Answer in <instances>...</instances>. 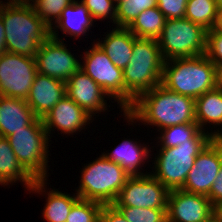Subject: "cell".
Instances as JSON below:
<instances>
[{"mask_svg":"<svg viewBox=\"0 0 222 222\" xmlns=\"http://www.w3.org/2000/svg\"><path fill=\"white\" fill-rule=\"evenodd\" d=\"M129 125L140 122L155 126L156 130L195 123V99L168 90L162 84L138 96L134 103L123 112ZM131 123V124H130Z\"/></svg>","mask_w":222,"mask_h":222,"instance_id":"obj_1","label":"cell"},{"mask_svg":"<svg viewBox=\"0 0 222 222\" xmlns=\"http://www.w3.org/2000/svg\"><path fill=\"white\" fill-rule=\"evenodd\" d=\"M1 17L5 28L6 52L35 58L50 28L37 15L33 5L4 3Z\"/></svg>","mask_w":222,"mask_h":222,"instance_id":"obj_2","label":"cell"},{"mask_svg":"<svg viewBox=\"0 0 222 222\" xmlns=\"http://www.w3.org/2000/svg\"><path fill=\"white\" fill-rule=\"evenodd\" d=\"M164 58L157 40L137 38L132 56L123 69L125 86V111L142 93L161 84Z\"/></svg>","mask_w":222,"mask_h":222,"instance_id":"obj_3","label":"cell"},{"mask_svg":"<svg viewBox=\"0 0 222 222\" xmlns=\"http://www.w3.org/2000/svg\"><path fill=\"white\" fill-rule=\"evenodd\" d=\"M161 84L177 94L197 99L217 87L216 66L205 54L166 60Z\"/></svg>","mask_w":222,"mask_h":222,"instance_id":"obj_4","label":"cell"},{"mask_svg":"<svg viewBox=\"0 0 222 222\" xmlns=\"http://www.w3.org/2000/svg\"><path fill=\"white\" fill-rule=\"evenodd\" d=\"M206 131L200 130L189 143L157 150L151 174L169 191L184 186L196 157L213 139L208 129Z\"/></svg>","mask_w":222,"mask_h":222,"instance_id":"obj_5","label":"cell"},{"mask_svg":"<svg viewBox=\"0 0 222 222\" xmlns=\"http://www.w3.org/2000/svg\"><path fill=\"white\" fill-rule=\"evenodd\" d=\"M81 172L76 194L83 200L102 205L113 204L130 175L118 164L106 159L102 154Z\"/></svg>","mask_w":222,"mask_h":222,"instance_id":"obj_6","label":"cell"},{"mask_svg":"<svg viewBox=\"0 0 222 222\" xmlns=\"http://www.w3.org/2000/svg\"><path fill=\"white\" fill-rule=\"evenodd\" d=\"M16 158L35 179L48 178L49 139L42 118L7 137ZM47 177V178H46Z\"/></svg>","mask_w":222,"mask_h":222,"instance_id":"obj_7","label":"cell"},{"mask_svg":"<svg viewBox=\"0 0 222 222\" xmlns=\"http://www.w3.org/2000/svg\"><path fill=\"white\" fill-rule=\"evenodd\" d=\"M207 30L186 18L166 19L157 39L164 60L190 58L206 53Z\"/></svg>","mask_w":222,"mask_h":222,"instance_id":"obj_8","label":"cell"},{"mask_svg":"<svg viewBox=\"0 0 222 222\" xmlns=\"http://www.w3.org/2000/svg\"><path fill=\"white\" fill-rule=\"evenodd\" d=\"M92 48L82 54L80 69L90 76L125 112V86L123 69L109 59L93 40Z\"/></svg>","mask_w":222,"mask_h":222,"instance_id":"obj_9","label":"cell"},{"mask_svg":"<svg viewBox=\"0 0 222 222\" xmlns=\"http://www.w3.org/2000/svg\"><path fill=\"white\" fill-rule=\"evenodd\" d=\"M37 74L36 59L4 52L0 55V95L26 100Z\"/></svg>","mask_w":222,"mask_h":222,"instance_id":"obj_10","label":"cell"},{"mask_svg":"<svg viewBox=\"0 0 222 222\" xmlns=\"http://www.w3.org/2000/svg\"><path fill=\"white\" fill-rule=\"evenodd\" d=\"M169 190L151 173L130 176L115 199V207L167 209Z\"/></svg>","mask_w":222,"mask_h":222,"instance_id":"obj_11","label":"cell"},{"mask_svg":"<svg viewBox=\"0 0 222 222\" xmlns=\"http://www.w3.org/2000/svg\"><path fill=\"white\" fill-rule=\"evenodd\" d=\"M64 40L49 36L41 43L35 56L37 73L66 82L80 69L81 60L67 49Z\"/></svg>","mask_w":222,"mask_h":222,"instance_id":"obj_12","label":"cell"},{"mask_svg":"<svg viewBox=\"0 0 222 222\" xmlns=\"http://www.w3.org/2000/svg\"><path fill=\"white\" fill-rule=\"evenodd\" d=\"M221 165L222 139L213 138L196 157L181 189L208 197Z\"/></svg>","mask_w":222,"mask_h":222,"instance_id":"obj_13","label":"cell"},{"mask_svg":"<svg viewBox=\"0 0 222 222\" xmlns=\"http://www.w3.org/2000/svg\"><path fill=\"white\" fill-rule=\"evenodd\" d=\"M215 216V207L207 196L170 190L167 204V222H205Z\"/></svg>","mask_w":222,"mask_h":222,"instance_id":"obj_14","label":"cell"},{"mask_svg":"<svg viewBox=\"0 0 222 222\" xmlns=\"http://www.w3.org/2000/svg\"><path fill=\"white\" fill-rule=\"evenodd\" d=\"M66 94L91 117L101 112L104 114L110 107L107 106V99L111 100L108 94L81 69L66 81Z\"/></svg>","mask_w":222,"mask_h":222,"instance_id":"obj_15","label":"cell"},{"mask_svg":"<svg viewBox=\"0 0 222 222\" xmlns=\"http://www.w3.org/2000/svg\"><path fill=\"white\" fill-rule=\"evenodd\" d=\"M93 119L66 95L45 114L42 121L47 135L51 139L50 135L55 129H57L58 133L61 131V134L74 135L76 132L79 131L80 133L81 130H84L86 125L94 121Z\"/></svg>","mask_w":222,"mask_h":222,"instance_id":"obj_16","label":"cell"},{"mask_svg":"<svg viewBox=\"0 0 222 222\" xmlns=\"http://www.w3.org/2000/svg\"><path fill=\"white\" fill-rule=\"evenodd\" d=\"M66 95V82L37 73L26 102L38 118H43Z\"/></svg>","mask_w":222,"mask_h":222,"instance_id":"obj_17","label":"cell"},{"mask_svg":"<svg viewBox=\"0 0 222 222\" xmlns=\"http://www.w3.org/2000/svg\"><path fill=\"white\" fill-rule=\"evenodd\" d=\"M132 140L130 138H124L116 148H113L109 153L104 152L102 155L106 159L121 166L130 176H144L150 174L149 172L147 173V170L146 173H143L142 167L144 163L150 162L146 160L151 158V152L153 151H151V148L145 143L139 144L136 140Z\"/></svg>","mask_w":222,"mask_h":222,"instance_id":"obj_18","label":"cell"},{"mask_svg":"<svg viewBox=\"0 0 222 222\" xmlns=\"http://www.w3.org/2000/svg\"><path fill=\"white\" fill-rule=\"evenodd\" d=\"M37 116L26 100L0 95V136L7 138L16 131L25 129Z\"/></svg>","mask_w":222,"mask_h":222,"instance_id":"obj_19","label":"cell"},{"mask_svg":"<svg viewBox=\"0 0 222 222\" xmlns=\"http://www.w3.org/2000/svg\"><path fill=\"white\" fill-rule=\"evenodd\" d=\"M47 179L35 180L34 184L29 188L30 193L47 194L46 204L42 210V216L47 222H66L72 206L80 199V197L74 193L70 194L62 193L54 188L48 191L46 182ZM47 190V191H46ZM45 192V193H44Z\"/></svg>","mask_w":222,"mask_h":222,"instance_id":"obj_20","label":"cell"},{"mask_svg":"<svg viewBox=\"0 0 222 222\" xmlns=\"http://www.w3.org/2000/svg\"><path fill=\"white\" fill-rule=\"evenodd\" d=\"M68 5L61 13L59 20L50 28V36L61 40L58 29L65 35H70L75 39L88 36L94 21L86 7L79 1Z\"/></svg>","mask_w":222,"mask_h":222,"instance_id":"obj_21","label":"cell"},{"mask_svg":"<svg viewBox=\"0 0 222 222\" xmlns=\"http://www.w3.org/2000/svg\"><path fill=\"white\" fill-rule=\"evenodd\" d=\"M195 117L200 130L205 131L206 125L220 126L219 130L210 131L213 138L222 139V89L214 88L195 99ZM209 123V124H208Z\"/></svg>","mask_w":222,"mask_h":222,"instance_id":"obj_22","label":"cell"},{"mask_svg":"<svg viewBox=\"0 0 222 222\" xmlns=\"http://www.w3.org/2000/svg\"><path fill=\"white\" fill-rule=\"evenodd\" d=\"M137 39L128 28L112 27L103 40L96 41L109 59L121 69H124L132 56L134 41Z\"/></svg>","mask_w":222,"mask_h":222,"instance_id":"obj_23","label":"cell"},{"mask_svg":"<svg viewBox=\"0 0 222 222\" xmlns=\"http://www.w3.org/2000/svg\"><path fill=\"white\" fill-rule=\"evenodd\" d=\"M20 181L29 190L35 179L24 169L16 158L7 138L0 136V184L10 186Z\"/></svg>","mask_w":222,"mask_h":222,"instance_id":"obj_24","label":"cell"},{"mask_svg":"<svg viewBox=\"0 0 222 222\" xmlns=\"http://www.w3.org/2000/svg\"><path fill=\"white\" fill-rule=\"evenodd\" d=\"M165 22V16L156 6L140 13L128 29L137 38L157 40Z\"/></svg>","mask_w":222,"mask_h":222,"instance_id":"obj_25","label":"cell"},{"mask_svg":"<svg viewBox=\"0 0 222 222\" xmlns=\"http://www.w3.org/2000/svg\"><path fill=\"white\" fill-rule=\"evenodd\" d=\"M217 11L215 0H187L184 18L210 30L215 25Z\"/></svg>","mask_w":222,"mask_h":222,"instance_id":"obj_26","label":"cell"},{"mask_svg":"<svg viewBox=\"0 0 222 222\" xmlns=\"http://www.w3.org/2000/svg\"><path fill=\"white\" fill-rule=\"evenodd\" d=\"M200 131L198 124L185 123L159 130L157 144L160 148H173L189 141Z\"/></svg>","mask_w":222,"mask_h":222,"instance_id":"obj_27","label":"cell"},{"mask_svg":"<svg viewBox=\"0 0 222 222\" xmlns=\"http://www.w3.org/2000/svg\"><path fill=\"white\" fill-rule=\"evenodd\" d=\"M157 6V0H123L117 4L116 27L128 28L146 9Z\"/></svg>","mask_w":222,"mask_h":222,"instance_id":"obj_28","label":"cell"},{"mask_svg":"<svg viewBox=\"0 0 222 222\" xmlns=\"http://www.w3.org/2000/svg\"><path fill=\"white\" fill-rule=\"evenodd\" d=\"M75 1L76 0H33V6L37 15L51 28L59 20L62 11Z\"/></svg>","mask_w":222,"mask_h":222,"instance_id":"obj_29","label":"cell"},{"mask_svg":"<svg viewBox=\"0 0 222 222\" xmlns=\"http://www.w3.org/2000/svg\"><path fill=\"white\" fill-rule=\"evenodd\" d=\"M102 204L79 199L71 208L66 222H99Z\"/></svg>","mask_w":222,"mask_h":222,"instance_id":"obj_30","label":"cell"},{"mask_svg":"<svg viewBox=\"0 0 222 222\" xmlns=\"http://www.w3.org/2000/svg\"><path fill=\"white\" fill-rule=\"evenodd\" d=\"M128 222H167V209L116 207Z\"/></svg>","mask_w":222,"mask_h":222,"instance_id":"obj_31","label":"cell"},{"mask_svg":"<svg viewBox=\"0 0 222 222\" xmlns=\"http://www.w3.org/2000/svg\"><path fill=\"white\" fill-rule=\"evenodd\" d=\"M94 22L107 20L116 25V4L112 0H81ZM96 19V21H95Z\"/></svg>","mask_w":222,"mask_h":222,"instance_id":"obj_32","label":"cell"},{"mask_svg":"<svg viewBox=\"0 0 222 222\" xmlns=\"http://www.w3.org/2000/svg\"><path fill=\"white\" fill-rule=\"evenodd\" d=\"M205 55L215 66L222 64V32L207 30Z\"/></svg>","mask_w":222,"mask_h":222,"instance_id":"obj_33","label":"cell"},{"mask_svg":"<svg viewBox=\"0 0 222 222\" xmlns=\"http://www.w3.org/2000/svg\"><path fill=\"white\" fill-rule=\"evenodd\" d=\"M187 0H157V7L166 19L184 18Z\"/></svg>","mask_w":222,"mask_h":222,"instance_id":"obj_34","label":"cell"},{"mask_svg":"<svg viewBox=\"0 0 222 222\" xmlns=\"http://www.w3.org/2000/svg\"><path fill=\"white\" fill-rule=\"evenodd\" d=\"M99 222H128L122 213L112 204L103 205L99 214Z\"/></svg>","mask_w":222,"mask_h":222,"instance_id":"obj_35","label":"cell"},{"mask_svg":"<svg viewBox=\"0 0 222 222\" xmlns=\"http://www.w3.org/2000/svg\"><path fill=\"white\" fill-rule=\"evenodd\" d=\"M208 198L214 207L222 202V165L208 194Z\"/></svg>","mask_w":222,"mask_h":222,"instance_id":"obj_36","label":"cell"},{"mask_svg":"<svg viewBox=\"0 0 222 222\" xmlns=\"http://www.w3.org/2000/svg\"><path fill=\"white\" fill-rule=\"evenodd\" d=\"M4 52H6L5 28H4V25H3V20H2V17H1V11H0V55Z\"/></svg>","mask_w":222,"mask_h":222,"instance_id":"obj_37","label":"cell"},{"mask_svg":"<svg viewBox=\"0 0 222 222\" xmlns=\"http://www.w3.org/2000/svg\"><path fill=\"white\" fill-rule=\"evenodd\" d=\"M215 31L222 32V10L217 11V19L213 27Z\"/></svg>","mask_w":222,"mask_h":222,"instance_id":"obj_38","label":"cell"},{"mask_svg":"<svg viewBox=\"0 0 222 222\" xmlns=\"http://www.w3.org/2000/svg\"><path fill=\"white\" fill-rule=\"evenodd\" d=\"M217 87L222 89V64L216 66Z\"/></svg>","mask_w":222,"mask_h":222,"instance_id":"obj_39","label":"cell"},{"mask_svg":"<svg viewBox=\"0 0 222 222\" xmlns=\"http://www.w3.org/2000/svg\"><path fill=\"white\" fill-rule=\"evenodd\" d=\"M6 4L33 5V0H7Z\"/></svg>","mask_w":222,"mask_h":222,"instance_id":"obj_40","label":"cell"},{"mask_svg":"<svg viewBox=\"0 0 222 222\" xmlns=\"http://www.w3.org/2000/svg\"><path fill=\"white\" fill-rule=\"evenodd\" d=\"M215 216L218 221H222V202L215 207Z\"/></svg>","mask_w":222,"mask_h":222,"instance_id":"obj_41","label":"cell"},{"mask_svg":"<svg viewBox=\"0 0 222 222\" xmlns=\"http://www.w3.org/2000/svg\"><path fill=\"white\" fill-rule=\"evenodd\" d=\"M216 1V6L218 10H222V0H215Z\"/></svg>","mask_w":222,"mask_h":222,"instance_id":"obj_42","label":"cell"},{"mask_svg":"<svg viewBox=\"0 0 222 222\" xmlns=\"http://www.w3.org/2000/svg\"><path fill=\"white\" fill-rule=\"evenodd\" d=\"M205 222H219L217 217L214 216L213 218L209 219L208 221H205Z\"/></svg>","mask_w":222,"mask_h":222,"instance_id":"obj_43","label":"cell"},{"mask_svg":"<svg viewBox=\"0 0 222 222\" xmlns=\"http://www.w3.org/2000/svg\"><path fill=\"white\" fill-rule=\"evenodd\" d=\"M116 5L123 0H112Z\"/></svg>","mask_w":222,"mask_h":222,"instance_id":"obj_44","label":"cell"},{"mask_svg":"<svg viewBox=\"0 0 222 222\" xmlns=\"http://www.w3.org/2000/svg\"><path fill=\"white\" fill-rule=\"evenodd\" d=\"M3 4H4V2L0 0V10H1Z\"/></svg>","mask_w":222,"mask_h":222,"instance_id":"obj_45","label":"cell"}]
</instances>
